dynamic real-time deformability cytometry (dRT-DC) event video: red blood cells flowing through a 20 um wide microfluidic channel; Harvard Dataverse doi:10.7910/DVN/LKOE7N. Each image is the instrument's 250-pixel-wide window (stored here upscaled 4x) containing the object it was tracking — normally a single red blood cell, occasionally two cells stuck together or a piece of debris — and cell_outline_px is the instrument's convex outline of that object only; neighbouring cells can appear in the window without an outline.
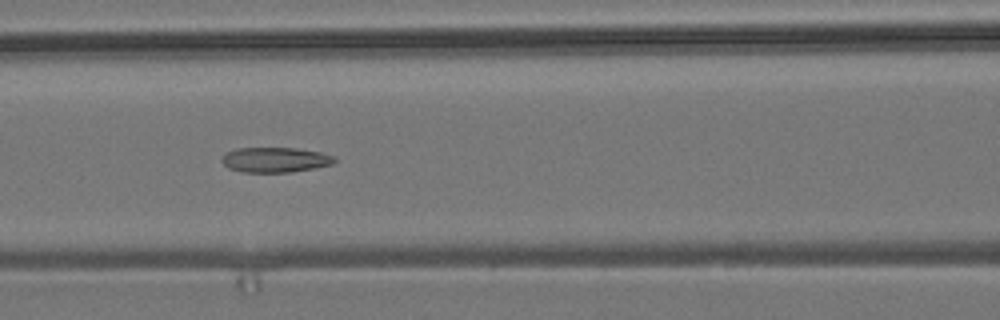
{"species": "common noctule bat (a hibernating species)", "species_latin": "Nyctalus noctula", "temperature_condition": "room temperature", "stored_images_in_passage": 8, "camera_frame_rate_fps": 3000, "um_per_image_px": 0.085, "animal": {"sex": "male", "body_mass_g": 19.2, "forearm_length_mm": 51.8}, "frame": {"image": 1, "passage_image": 7, "time_ms": 2.0, "image_size_px": [1000, 320], "cell_outline_px": [[336, 160], [332, 164], [316, 168], [292, 172], [244, 172], [228, 168], [220, 160], [228, 152], [236, 148], [296, 148], [320, 152], [336, 156]], "centroid_in_image_um": [23.42, 13.58], "position_along_channel_um": 143.2, "area_um2": 16.47}}
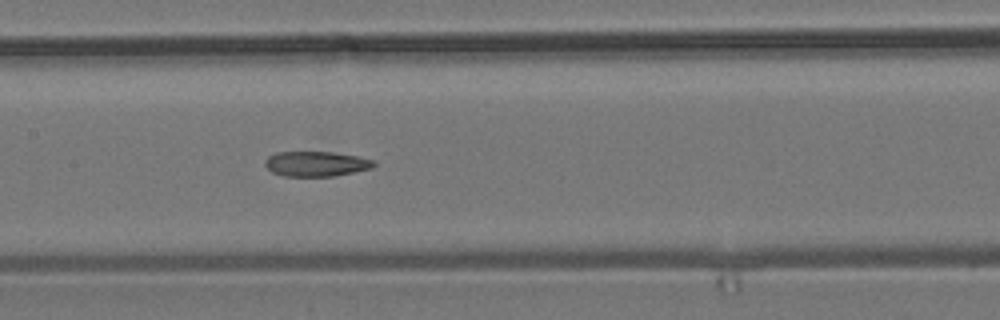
{"frame": {"image": 2, "passage_image": 8, "time_ms": 2.333, "image_size_px": [1000, 320], "cell_outline_px": [[376, 164], [372, 168], [332, 176], [284, 176], [272, 172], [264, 164], [264, 160], [268, 156], [276, 152], [332, 152], [356, 156], [376, 160]], "centroid_in_image_um": [26.86, 13.92], "position_along_channel_um": 180.5, "area_um2": 15.84}}